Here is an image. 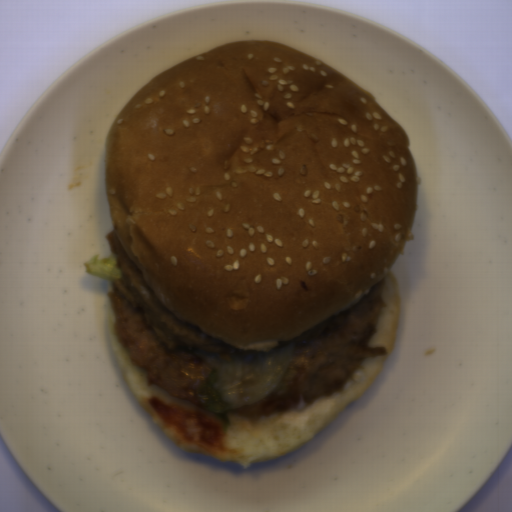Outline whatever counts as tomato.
Wrapping results in <instances>:
<instances>
[{
  "mask_svg": "<svg viewBox=\"0 0 512 512\" xmlns=\"http://www.w3.org/2000/svg\"><path fill=\"white\" fill-rule=\"evenodd\" d=\"M147 403L167 429L185 444L199 445L214 456L241 454L242 448H228L224 426L215 414L205 409L187 410L160 396L147 395Z\"/></svg>",
  "mask_w": 512,
  "mask_h": 512,
  "instance_id": "obj_1",
  "label": "tomato"
}]
</instances>
